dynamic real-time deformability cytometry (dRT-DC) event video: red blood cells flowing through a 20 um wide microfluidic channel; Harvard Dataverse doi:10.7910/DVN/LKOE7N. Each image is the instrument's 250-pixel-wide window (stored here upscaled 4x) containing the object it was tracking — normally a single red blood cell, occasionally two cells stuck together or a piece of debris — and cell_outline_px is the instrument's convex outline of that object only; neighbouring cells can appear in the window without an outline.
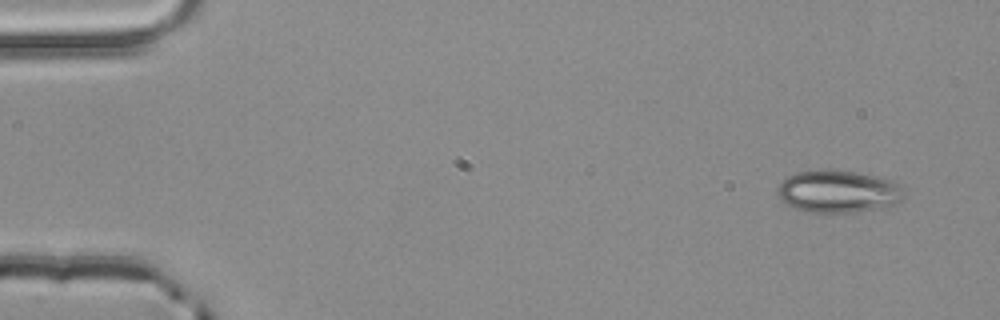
{"species": "common noctule bat (a hibernating species)", "species_latin": "Nyctalus noctula", "temperature_condition": "room temperature", "stored_images_in_passage": 4, "camera_frame_rate_fps": 3000, "um_per_image_px": 0.085, "animal": {"sex": "male", "body_mass_g": 20.4}, "frame": {"image": 1, "passage_image": 1, "time_ms": 0.0, "image_size_px": [1000, 320], "cell_outline_px": [[904, 196], [900, 200], [892, 204], [880, 208], [852, 212], [808, 212], [796, 208], [788, 204], [776, 192], [776, 188], [788, 176], [796, 172], [824, 168], [828, 168], [856, 172], [880, 176], [892, 180], [900, 184], [904, 188]], "centroid_in_image_um": [71.27, 16.24], "position_along_channel_um": 13.7, "area_um2": 31.44}}